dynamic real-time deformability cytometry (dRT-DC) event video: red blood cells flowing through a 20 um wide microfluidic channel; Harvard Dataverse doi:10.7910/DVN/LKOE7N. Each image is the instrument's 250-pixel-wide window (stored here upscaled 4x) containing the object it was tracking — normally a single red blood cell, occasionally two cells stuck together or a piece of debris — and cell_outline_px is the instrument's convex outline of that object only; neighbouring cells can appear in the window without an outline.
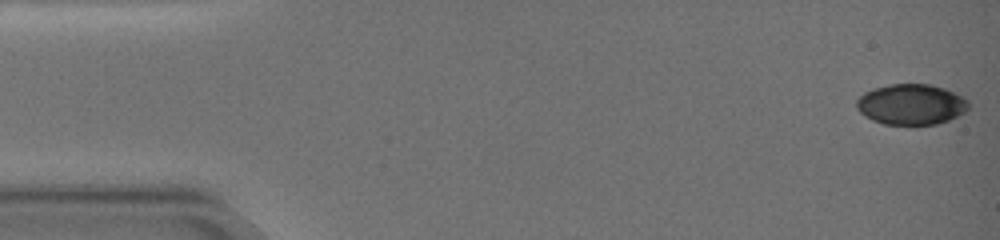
{"species": "common noctule bat (a hibernating species)", "species_latin": "Nyctalus noctula", "temperature_condition": "warm", "stored_images_in_passage": 98, "camera_frame_rate_fps": 3000, "um_per_image_px": 0.085, "animal": {"sex": "female", "body_mass_g": 19.0, "forearm_length_mm": 51.5}, "frame": {"image": 1, "passage_image": 1, "time_ms": 0.0, "image_size_px": [1000, 240], "cell_outline_px": [[968, 108], [964, 112], [948, 120], [936, 124], [884, 124], [872, 120], [864, 116], [856, 108], [856, 100], [864, 92], [872, 88], [892, 84], [928, 84], [944, 88], [964, 96], [968, 100]], "centroid_in_image_um": [77.43, 8.86], "position_along_channel_um": 7.6, "area_um2": 26.53}}
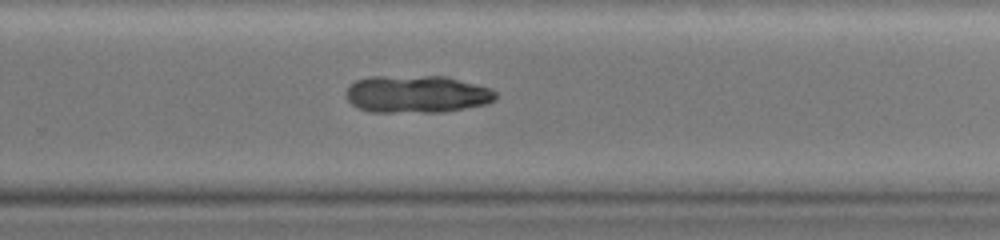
{"frame": {"image": 2, "passage_image": 72, "time_ms": 12.333, "image_size_px": [1000, 240], "cell_outline_px": [[496, 100], [488, 104], [444, 112], [372, 112], [360, 108], [352, 104], [344, 96], [344, 92], [356, 80], [368, 76], [444, 76], [492, 88], [496, 92]], "centroid_in_image_um": [35.44, 8.0], "position_along_channel_um": 294.4, "area_um2": 32.95}}
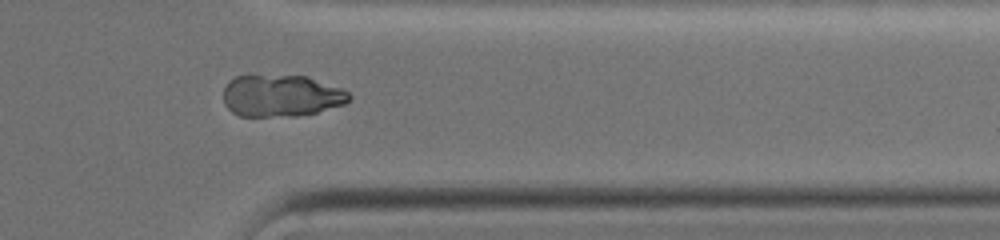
{"frame": {"image": 3, "passage_image": 83, "time_ms": 15.0, "image_size_px": [1000, 240], "cell_outline_px": [[352, 96], [344, 104], [316, 112], [296, 116], [240, 116], [232, 112], [224, 104], [224, 88], [228, 80], [236, 76], [248, 72], [308, 76], [340, 88], [348, 92]], "centroid_in_image_um": [23.84, 8.08], "position_along_channel_um": 387.6, "area_um2": 31.56}}